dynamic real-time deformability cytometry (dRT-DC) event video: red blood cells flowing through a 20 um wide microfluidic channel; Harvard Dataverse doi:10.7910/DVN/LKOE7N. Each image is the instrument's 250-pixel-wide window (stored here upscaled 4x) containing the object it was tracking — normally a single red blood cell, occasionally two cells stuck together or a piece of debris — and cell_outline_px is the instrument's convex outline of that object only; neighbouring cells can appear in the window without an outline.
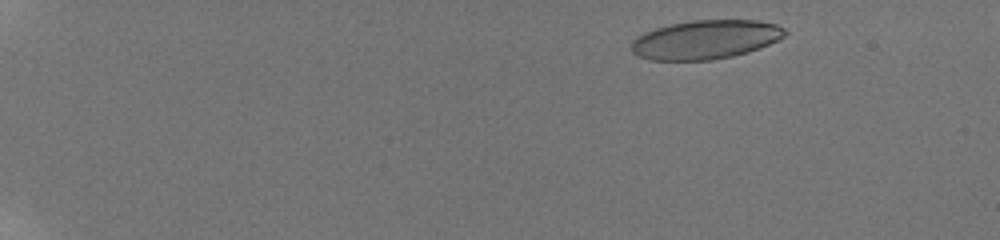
{"species": "human", "species_latin": "Homo sapiens", "temperature_condition": "room temperature", "stored_images_in_passage": 34, "camera_frame_rate_fps": 3000, "um_per_image_px": 0.085, "donor": {"sex": "male"}, "frame": {"image": 1, "passage_image": 4, "time_ms": 1.333, "image_size_px": [1000, 240], "cell_outline_px": [[788, 32], [784, 36], [760, 48], [748, 52], [732, 56], [712, 60], [648, 60], [636, 56], [632, 52], [632, 40], [636, 36], [644, 32], [656, 28], [672, 24], [692, 20], [756, 20], [776, 24], [784, 28]], "centroid_in_image_um": [59.94, 3.37], "position_along_channel_um": 25.1, "area_um2": 34.91}}
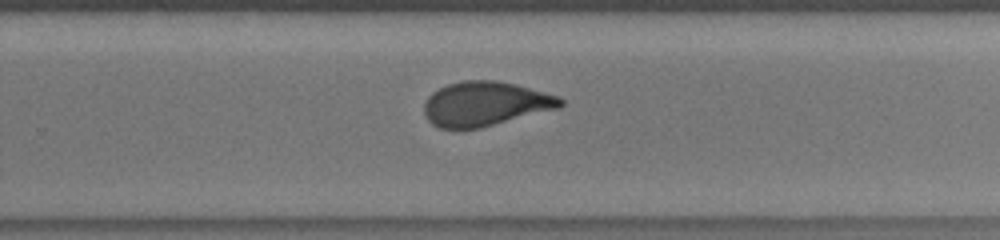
{"frame": {"image": 2, "passage_image": 23, "time_ms": 12.0, "image_size_px": [1000, 240], "cell_outline_px": [[564, 104], [560, 108], [480, 128], [440, 128], [432, 124], [428, 120], [424, 112], [424, 104], [428, 96], [432, 92], [448, 84], [464, 80], [496, 80], [516, 84], [556, 96], [564, 100]], "centroid_in_image_um": [41.24, 8.82], "position_along_channel_um": 288.6, "area_um2": 35.14}}
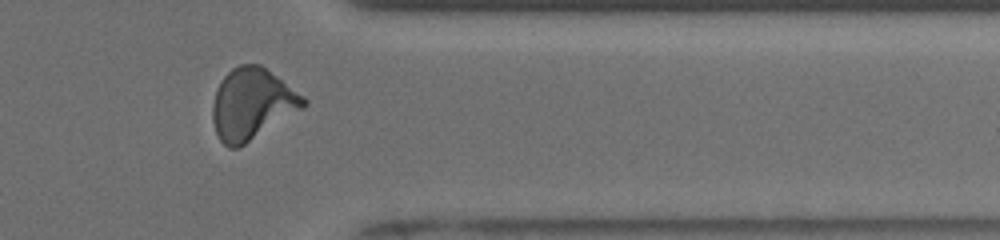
{"frame": {"image": 3, "passage_image": 28, "time_ms": 14.667, "image_size_px": [1000, 240], "cell_outline_px": [[308, 104], [304, 108], [240, 148], [228, 148], [220, 140], [216, 132], [212, 120], [212, 104], [220, 80], [232, 68], [240, 64], [260, 64], [304, 96], [308, 100]], "centroid_in_image_um": [21.42, 8.86], "position_along_channel_um": 390.0, "area_um2": 37.92}, "authors_computed_cell_mechanics": {"area_um2": 35.6915, "velocity_mm_per_s": 3.9043, "shape_relaxation_time_tau1_ms": null, "shape_relaxation_time_tau2_ms": 0.863, "deformation_change_tau1": null, "deformation_change_tau2": 0.0639}}